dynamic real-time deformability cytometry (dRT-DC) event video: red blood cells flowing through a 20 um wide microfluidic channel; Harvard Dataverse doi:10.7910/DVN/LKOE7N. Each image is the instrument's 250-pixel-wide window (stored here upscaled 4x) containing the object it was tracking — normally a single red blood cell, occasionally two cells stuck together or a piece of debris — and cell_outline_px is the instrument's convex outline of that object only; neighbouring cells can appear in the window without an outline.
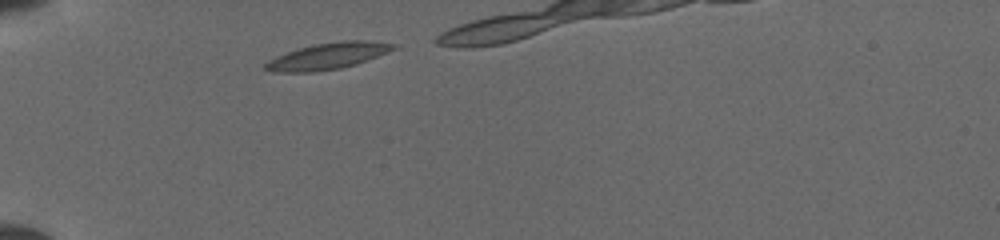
{"species": "common noctule bat (a hibernating species)", "species_latin": "Nyctalus noctula", "temperature_condition": "cold", "stored_images_in_passage": 11, "camera_frame_rate_fps": 3000, "um_per_image_px": 0.085, "animal": {"sex": "female", "body_mass_g": 19.5, "forearm_length_mm": 54.1}, "frame": {"image": 1, "passage_image": 4, "time_ms": 0.667, "image_size_px": [1000, 240], "cell_outline_px": [[396, 48], [356, 64], [340, 68], [312, 72], [284, 72], [264, 68], [264, 64], [288, 52], [300, 48], [316, 44], [348, 40], [356, 40], [396, 44]], "centroid_in_image_um": [27.9, 4.77], "position_along_channel_um": 57.1, "area_um2": 18.79}}